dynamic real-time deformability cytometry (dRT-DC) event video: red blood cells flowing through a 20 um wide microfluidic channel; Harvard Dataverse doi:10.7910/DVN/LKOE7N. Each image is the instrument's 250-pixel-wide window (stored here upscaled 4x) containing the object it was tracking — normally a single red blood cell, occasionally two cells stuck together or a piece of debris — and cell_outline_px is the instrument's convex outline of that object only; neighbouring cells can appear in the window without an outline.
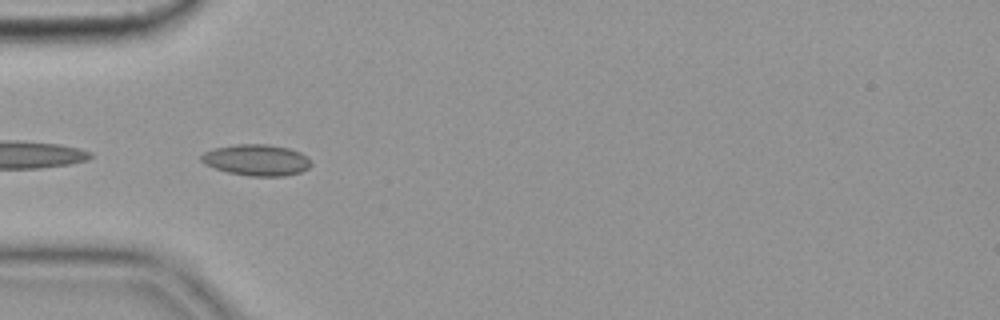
{"species": "common noctule bat (a hibernating species)", "species_latin": "Nyctalus noctula", "temperature_condition": "cold", "stored_images_in_passage": 39, "camera_frame_rate_fps": 3000, "um_per_image_px": 0.085, "animal": {"sex": "female", "body_mass_g": 19.9}, "frame": {"image": 1, "passage_image": 1, "time_ms": 0.0, "image_size_px": [1000, 320], "cell_outline_px": [[312, 164], [308, 168], [300, 172], [284, 176], [248, 176], [228, 172], [204, 164], [200, 160], [200, 156], [204, 152], [216, 148], [236, 144], [268, 144], [288, 148], [300, 152]], "centroid_in_image_um": [21.78, 13.6], "position_along_channel_um": 63.2, "area_um2": 19.83}, "authors_computed_cell_mechanics": {"area_um2": 18.3804, "velocity_mm_per_s": 3.624, "shape_relaxation_time_tau1_ms": null, "shape_relaxation_time_tau2_ms": 2.1326, "deformation_change_tau1": null, "deformation_change_tau2": 0.0719}}